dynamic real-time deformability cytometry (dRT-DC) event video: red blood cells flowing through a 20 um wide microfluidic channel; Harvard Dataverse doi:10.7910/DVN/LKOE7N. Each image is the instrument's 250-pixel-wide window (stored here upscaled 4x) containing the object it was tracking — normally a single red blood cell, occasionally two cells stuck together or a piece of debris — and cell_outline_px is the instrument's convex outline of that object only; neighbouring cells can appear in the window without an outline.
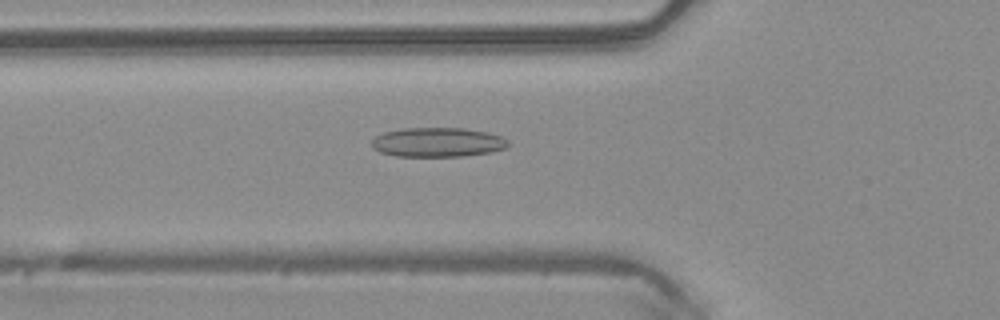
{"species": "common noctule bat (a hibernating species)", "species_latin": "Nyctalus noctula", "temperature_condition": "warm", "stored_images_in_passage": 35, "camera_frame_rate_fps": 3000, "um_per_image_px": 0.085, "animal": {"sex": "male", "body_mass_g": 20.4}, "frame": {"image": 1, "passage_image": 3, "time_ms": 0.667, "image_size_px": [1000, 320], "cell_outline_px": [[508, 144], [504, 148], [488, 152], [460, 156], [396, 156], [380, 152], [372, 148], [372, 140], [376, 136], [384, 132], [404, 128], [464, 128], [488, 132], [500, 136], [508, 140]], "centroid_in_image_um": [37.16, 12.08], "position_along_channel_um": 88.6, "area_um2": 23.18}}
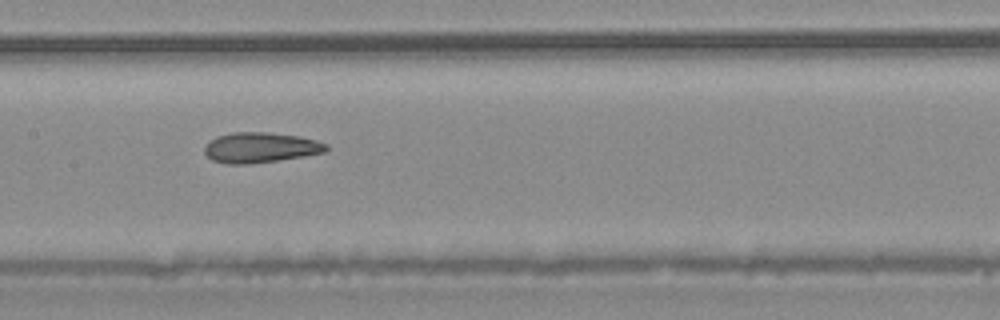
{"frame": {"image": 2, "passage_image": 10, "time_ms": 3.0, "image_size_px": [1000, 320], "cell_outline_px": [[328, 148], [324, 152], [304, 156], [280, 160], [252, 164], [228, 164], [212, 160], [204, 152], [204, 144], [216, 136], [232, 132], [268, 132], [296, 136], [316, 140], [328, 144]], "centroid_in_image_um": [22.1, 12.54], "position_along_channel_um": 185.3, "area_um2": 21.62}}
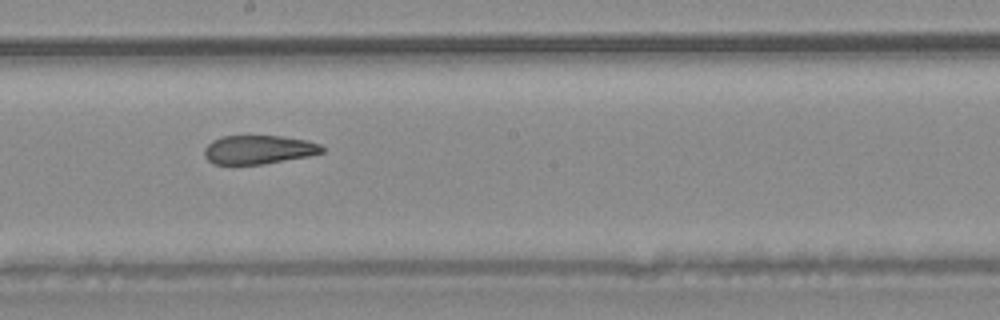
{"frame": {"image": 3, "passage_image": 13, "time_ms": 4.0, "image_size_px": [1000, 320], "cell_outline_px": [[324, 152], [308, 156], [264, 164], [216, 164], [208, 160], [204, 156], [204, 148], [212, 140], [224, 136], [280, 136], [308, 140], [320, 144], [324, 148]], "centroid_in_image_um": [21.99, 12.72], "position_along_channel_um": 226.2, "area_um2": 19.71}, "authors_computed_cell_mechanics": {"area_um2": 21.6172, "velocity_mm_per_s": 4.1108, "shape_relaxation_time_tau1_ms": null, "shape_relaxation_time_tau2_ms": 2.7749, "deformation_change_tau1": null, "deformation_change_tau2": 0.114}}